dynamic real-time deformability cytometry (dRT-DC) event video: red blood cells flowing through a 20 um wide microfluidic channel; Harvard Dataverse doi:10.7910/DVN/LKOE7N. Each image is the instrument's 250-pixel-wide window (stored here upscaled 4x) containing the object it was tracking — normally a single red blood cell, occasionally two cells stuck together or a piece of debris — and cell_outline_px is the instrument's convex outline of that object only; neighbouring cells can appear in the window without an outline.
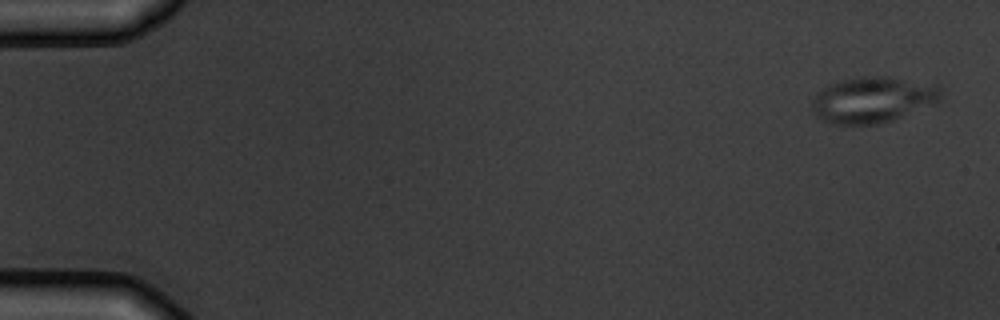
{"species": "common noctule bat (a hibernating species)", "species_latin": "Nyctalus noctula", "temperature_condition": "warm", "stored_images_in_passage": 7, "camera_frame_rate_fps": 3000, "um_per_image_px": 0.085, "animal": {"sex": "male", "body_mass_g": 19.5, "forearm_length_mm": 54.6}, "frame": {"image": 1, "passage_image": 1, "time_ms": 0.0, "image_size_px": [1000, 320], "cell_outline_px": [[944, 96], [936, 104], [892, 120], [880, 124], [836, 124], [820, 120], [816, 116], [812, 108], [812, 100], [816, 92], [828, 84], [840, 80], [860, 76], [888, 76], [936, 84], [940, 88]], "centroid_in_image_um": [74.2, 8.47], "position_along_channel_um": 10.8, "area_um2": 35.08}}